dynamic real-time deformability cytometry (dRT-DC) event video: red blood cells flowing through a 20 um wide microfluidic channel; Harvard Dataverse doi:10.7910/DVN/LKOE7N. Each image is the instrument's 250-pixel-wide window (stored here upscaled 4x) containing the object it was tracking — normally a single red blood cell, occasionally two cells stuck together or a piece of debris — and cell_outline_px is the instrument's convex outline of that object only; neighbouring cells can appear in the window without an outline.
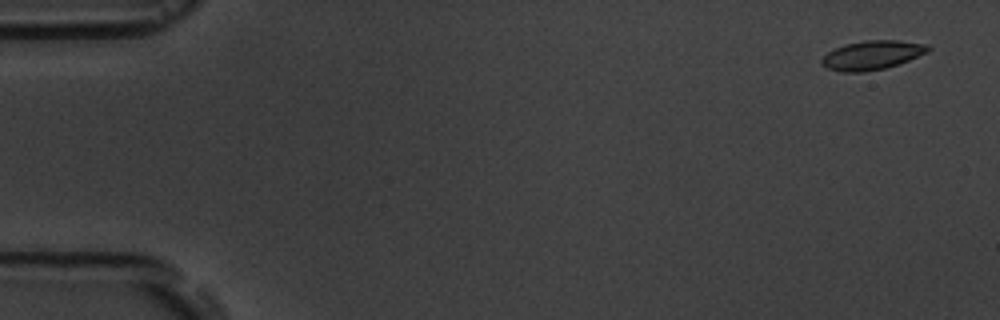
{"species": "common noctule bat (a hibernating species)", "species_latin": "Nyctalus noctula", "temperature_condition": "room temperature", "stored_images_in_passage": 5, "camera_frame_rate_fps": 3000, "um_per_image_px": 0.085, "animal": {"sex": "male", "body_mass_g": 19.5, "forearm_length_mm": 54.6}, "frame": {"image": 1, "passage_image": 1, "time_ms": 0.0, "image_size_px": [1000, 320], "cell_outline_px": [[932, 48], [928, 52], [908, 60], [884, 68], [864, 72], [844, 72], [828, 68], [820, 64], [820, 60], [828, 52], [844, 44], [864, 40], [896, 40], [928, 44]], "centroid_in_image_um": [74.12, 4.67], "position_along_channel_um": 10.9, "area_um2": 17.92}}
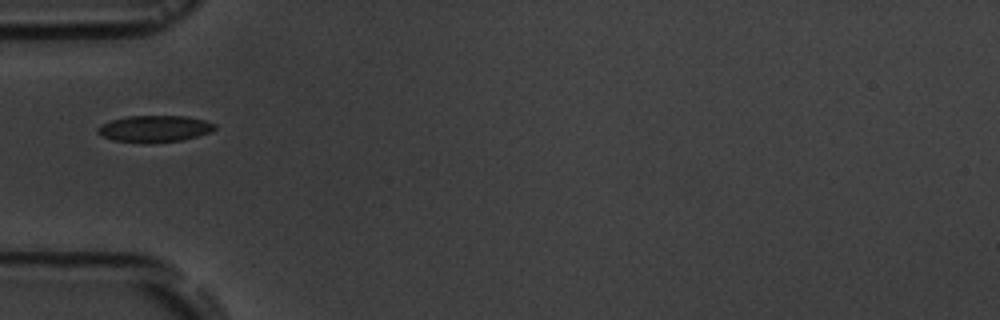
{"frame": {"image": 2, "passage_image": 5, "time_ms": 5.333, "image_size_px": [1000, 320], "cell_outline_px": [[216, 128], [208, 132], [196, 136], [180, 140], [144, 144], [112, 140], [100, 136], [96, 132], [96, 128], [100, 124], [112, 120], [128, 116], [188, 116], [204, 120], [216, 124]], "centroid_in_image_um": [13.06, 10.95], "position_along_channel_um": 71.9, "area_um2": 18.32}}